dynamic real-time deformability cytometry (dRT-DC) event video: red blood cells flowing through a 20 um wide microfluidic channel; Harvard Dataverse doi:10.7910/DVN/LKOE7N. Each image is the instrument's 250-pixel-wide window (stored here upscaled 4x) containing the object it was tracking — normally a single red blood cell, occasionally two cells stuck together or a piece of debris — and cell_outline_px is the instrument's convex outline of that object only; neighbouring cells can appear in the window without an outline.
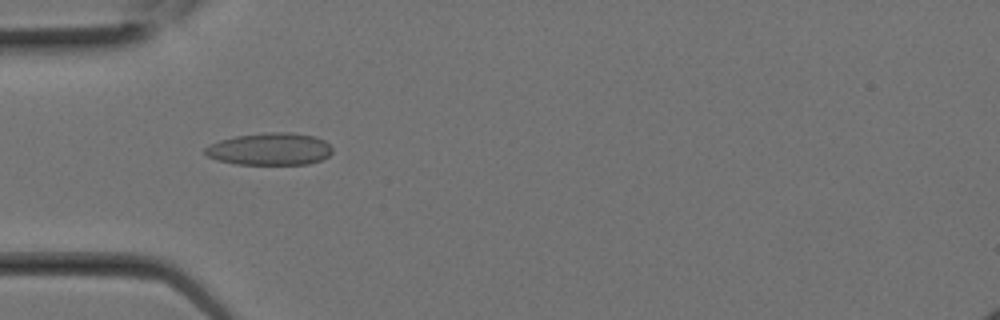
{"species": "Egyptian fruit bat (a non-hibernating species)", "species_latin": "Rousettus aegyptiacus", "temperature_condition": "room temperature", "stored_images_in_passage": 2, "camera_frame_rate_fps": 3000, "um_per_image_px": 0.085, "animal": {"sex": "female"}, "frame": {"image": 1, "passage_image": 2, "time_ms": 0.333, "image_size_px": [1000, 320], "cell_outline_px": [[332, 152], [328, 156], [320, 160], [308, 164], [236, 164], [216, 160], [208, 156], [204, 152], [204, 148], [220, 140], [236, 136], [268, 132], [292, 132], [312, 136], [324, 140], [332, 148]], "centroid_in_image_um": [22.93, 12.67], "position_along_channel_um": 62.1, "area_um2": 23.81}}